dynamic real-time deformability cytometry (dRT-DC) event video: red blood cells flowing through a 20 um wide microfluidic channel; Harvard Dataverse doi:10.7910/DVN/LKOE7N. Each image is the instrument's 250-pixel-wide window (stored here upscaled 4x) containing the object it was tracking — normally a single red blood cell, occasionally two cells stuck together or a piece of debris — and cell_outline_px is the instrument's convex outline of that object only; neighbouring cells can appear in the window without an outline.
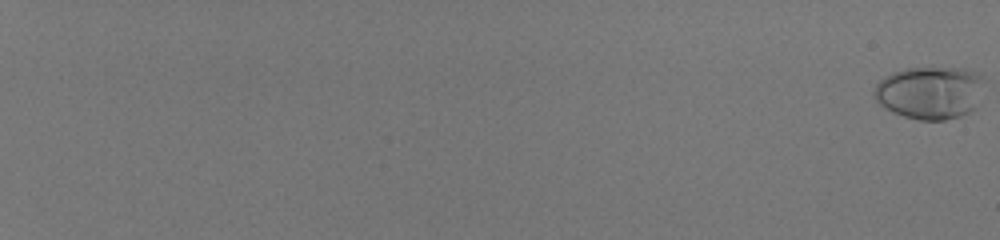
{"species": "human", "species_latin": "Homo sapiens", "temperature_condition": "room temperature", "stored_images_in_passage": 60, "camera_frame_rate_fps": 3000, "um_per_image_px": 0.085, "donor": {"sex": "male"}, "frame": {"image": 1, "passage_image": 1, "time_ms": 0.0, "image_size_px": [1000, 240], "cell_outline_px": [[980, 76], [976, 108], [960, 116], [944, 120], [920, 120], [904, 116], [892, 112], [884, 108], [876, 100], [872, 92], [876, 84], [880, 80], [892, 72], [908, 68], [964, 68]], "centroid_in_image_um": [78.95, 7.88], "position_along_channel_um": 6.1, "area_um2": 33.29}}
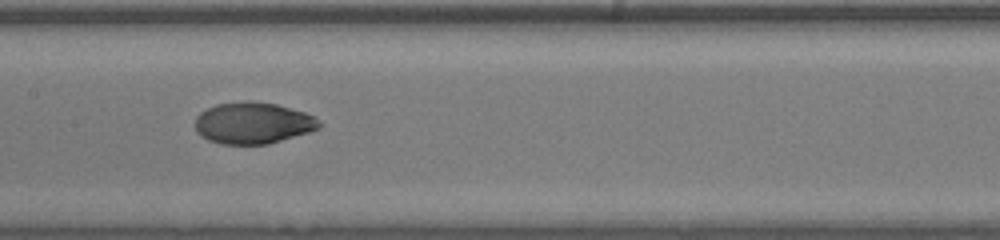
{"frame": {"image": 2, "passage_image": 38, "time_ms": 12.333, "image_size_px": [1000, 240], "cell_outline_px": [[324, 124], [320, 128], [308, 132], [268, 144], [220, 144], [208, 140], [200, 136], [196, 132], [196, 116], [200, 112], [216, 104], [244, 100], [248, 100], [276, 104], [304, 112], [320, 120]], "centroid_in_image_um": [21.49, 10.45], "position_along_channel_um": 185.9, "area_um2": 30.17}}
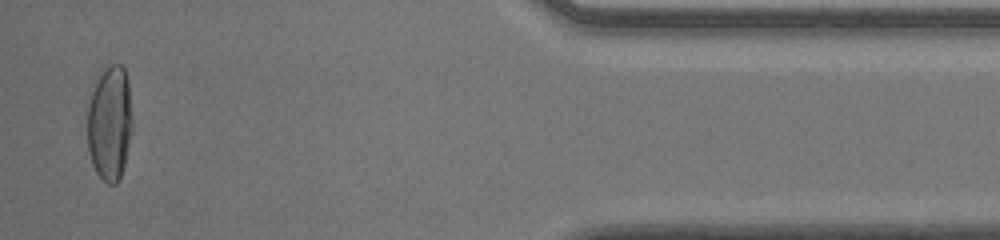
{"frame": {"image": 3, "passage_image": 59, "time_ms": 19.333, "image_size_px": [1000, 240], "cell_outline_px": [[132, 128], [124, 164], [120, 176], [116, 184], [108, 184], [96, 172], [92, 164], [88, 152], [88, 104], [92, 92], [104, 68], [112, 64], [120, 64], [124, 68], [128, 80], [132, 120]], "centroid_in_image_um": [9.33, 10.47], "position_along_channel_um": 425.9, "area_um2": 29.82}, "authors_computed_cell_mechanics": {"area_um2": 29.9982, "velocity_mm_per_s": 4.0579, "shape_relaxation_time_tau1_ms": 4.1998, "shape_relaxation_time_tau2_ms": null, "deformation_change_tau1": 0.2089, "deformation_change_tau2": null}}